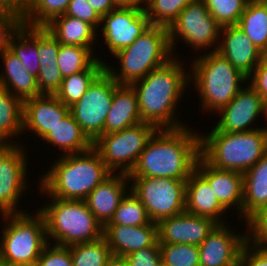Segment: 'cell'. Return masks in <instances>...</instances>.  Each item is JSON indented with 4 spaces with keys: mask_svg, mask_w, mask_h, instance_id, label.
I'll use <instances>...</instances> for the list:
<instances>
[{
    "mask_svg": "<svg viewBox=\"0 0 267 266\" xmlns=\"http://www.w3.org/2000/svg\"><path fill=\"white\" fill-rule=\"evenodd\" d=\"M239 263L242 266H267V249L258 248L246 241Z\"/></svg>",
    "mask_w": 267,
    "mask_h": 266,
    "instance_id": "7dc6e473",
    "label": "cell"
},
{
    "mask_svg": "<svg viewBox=\"0 0 267 266\" xmlns=\"http://www.w3.org/2000/svg\"><path fill=\"white\" fill-rule=\"evenodd\" d=\"M185 212L208 217L218 224L229 223L226 219L228 211L219 203L208 182L196 170L186 180Z\"/></svg>",
    "mask_w": 267,
    "mask_h": 266,
    "instance_id": "603a6c76",
    "label": "cell"
},
{
    "mask_svg": "<svg viewBox=\"0 0 267 266\" xmlns=\"http://www.w3.org/2000/svg\"><path fill=\"white\" fill-rule=\"evenodd\" d=\"M2 67L0 71V86L6 88L22 102L40 96L37 78L29 74L21 60L9 49L0 53ZM3 70V71H2Z\"/></svg>",
    "mask_w": 267,
    "mask_h": 266,
    "instance_id": "cb8c5ba5",
    "label": "cell"
},
{
    "mask_svg": "<svg viewBox=\"0 0 267 266\" xmlns=\"http://www.w3.org/2000/svg\"><path fill=\"white\" fill-rule=\"evenodd\" d=\"M157 130L152 124L142 122L120 132L100 135L93 148L112 173L129 174Z\"/></svg>",
    "mask_w": 267,
    "mask_h": 266,
    "instance_id": "30bf717a",
    "label": "cell"
},
{
    "mask_svg": "<svg viewBox=\"0 0 267 266\" xmlns=\"http://www.w3.org/2000/svg\"><path fill=\"white\" fill-rule=\"evenodd\" d=\"M267 10V0H259Z\"/></svg>",
    "mask_w": 267,
    "mask_h": 266,
    "instance_id": "db71d44e",
    "label": "cell"
},
{
    "mask_svg": "<svg viewBox=\"0 0 267 266\" xmlns=\"http://www.w3.org/2000/svg\"><path fill=\"white\" fill-rule=\"evenodd\" d=\"M263 59L267 62V52L263 53Z\"/></svg>",
    "mask_w": 267,
    "mask_h": 266,
    "instance_id": "11a10c76",
    "label": "cell"
},
{
    "mask_svg": "<svg viewBox=\"0 0 267 266\" xmlns=\"http://www.w3.org/2000/svg\"><path fill=\"white\" fill-rule=\"evenodd\" d=\"M58 40L44 27H37V49L40 67L58 66Z\"/></svg>",
    "mask_w": 267,
    "mask_h": 266,
    "instance_id": "60d3db41",
    "label": "cell"
},
{
    "mask_svg": "<svg viewBox=\"0 0 267 266\" xmlns=\"http://www.w3.org/2000/svg\"><path fill=\"white\" fill-rule=\"evenodd\" d=\"M97 14L102 17L114 10L117 6L113 0H87Z\"/></svg>",
    "mask_w": 267,
    "mask_h": 266,
    "instance_id": "f907efd6",
    "label": "cell"
},
{
    "mask_svg": "<svg viewBox=\"0 0 267 266\" xmlns=\"http://www.w3.org/2000/svg\"><path fill=\"white\" fill-rule=\"evenodd\" d=\"M65 15L78 18L91 24L96 30L99 29L101 17L92 8L87 0H71Z\"/></svg>",
    "mask_w": 267,
    "mask_h": 266,
    "instance_id": "f6af8a7d",
    "label": "cell"
},
{
    "mask_svg": "<svg viewBox=\"0 0 267 266\" xmlns=\"http://www.w3.org/2000/svg\"><path fill=\"white\" fill-rule=\"evenodd\" d=\"M141 122L138 97L131 85H119L113 94L111 109L104 124V134L120 132Z\"/></svg>",
    "mask_w": 267,
    "mask_h": 266,
    "instance_id": "d4e9b609",
    "label": "cell"
},
{
    "mask_svg": "<svg viewBox=\"0 0 267 266\" xmlns=\"http://www.w3.org/2000/svg\"><path fill=\"white\" fill-rule=\"evenodd\" d=\"M41 140L51 147H56L62 152V156L83 153L93 147V142L82 131L70 112Z\"/></svg>",
    "mask_w": 267,
    "mask_h": 266,
    "instance_id": "4316f807",
    "label": "cell"
},
{
    "mask_svg": "<svg viewBox=\"0 0 267 266\" xmlns=\"http://www.w3.org/2000/svg\"><path fill=\"white\" fill-rule=\"evenodd\" d=\"M248 84L263 98L267 103V62L262 61L248 77Z\"/></svg>",
    "mask_w": 267,
    "mask_h": 266,
    "instance_id": "c3c4849f",
    "label": "cell"
},
{
    "mask_svg": "<svg viewBox=\"0 0 267 266\" xmlns=\"http://www.w3.org/2000/svg\"><path fill=\"white\" fill-rule=\"evenodd\" d=\"M219 120L215 129L220 132H247L262 127H255L254 122L264 116L267 121V103L247 83L224 108L219 110ZM261 116V117H260ZM257 119V120H256ZM253 126V127H252Z\"/></svg>",
    "mask_w": 267,
    "mask_h": 266,
    "instance_id": "9a60e30c",
    "label": "cell"
},
{
    "mask_svg": "<svg viewBox=\"0 0 267 266\" xmlns=\"http://www.w3.org/2000/svg\"><path fill=\"white\" fill-rule=\"evenodd\" d=\"M213 18L222 26L237 25L250 0H203Z\"/></svg>",
    "mask_w": 267,
    "mask_h": 266,
    "instance_id": "74e56055",
    "label": "cell"
},
{
    "mask_svg": "<svg viewBox=\"0 0 267 266\" xmlns=\"http://www.w3.org/2000/svg\"><path fill=\"white\" fill-rule=\"evenodd\" d=\"M34 266H73L69 247L48 243Z\"/></svg>",
    "mask_w": 267,
    "mask_h": 266,
    "instance_id": "b9f144b4",
    "label": "cell"
},
{
    "mask_svg": "<svg viewBox=\"0 0 267 266\" xmlns=\"http://www.w3.org/2000/svg\"><path fill=\"white\" fill-rule=\"evenodd\" d=\"M118 86L104 70L85 94L69 107V112L92 142L104 134L106 117L111 109L114 90Z\"/></svg>",
    "mask_w": 267,
    "mask_h": 266,
    "instance_id": "7c38bea8",
    "label": "cell"
},
{
    "mask_svg": "<svg viewBox=\"0 0 267 266\" xmlns=\"http://www.w3.org/2000/svg\"><path fill=\"white\" fill-rule=\"evenodd\" d=\"M122 260L127 266H163L159 246L134 251Z\"/></svg>",
    "mask_w": 267,
    "mask_h": 266,
    "instance_id": "ee69618b",
    "label": "cell"
},
{
    "mask_svg": "<svg viewBox=\"0 0 267 266\" xmlns=\"http://www.w3.org/2000/svg\"><path fill=\"white\" fill-rule=\"evenodd\" d=\"M237 26L261 52H267V10L259 0L248 2Z\"/></svg>",
    "mask_w": 267,
    "mask_h": 266,
    "instance_id": "4dcf8cb0",
    "label": "cell"
},
{
    "mask_svg": "<svg viewBox=\"0 0 267 266\" xmlns=\"http://www.w3.org/2000/svg\"><path fill=\"white\" fill-rule=\"evenodd\" d=\"M23 22L8 13L0 12V53L9 49V42Z\"/></svg>",
    "mask_w": 267,
    "mask_h": 266,
    "instance_id": "bcb514c9",
    "label": "cell"
},
{
    "mask_svg": "<svg viewBox=\"0 0 267 266\" xmlns=\"http://www.w3.org/2000/svg\"><path fill=\"white\" fill-rule=\"evenodd\" d=\"M187 126L158 129L128 177H158L187 180L200 157V133Z\"/></svg>",
    "mask_w": 267,
    "mask_h": 266,
    "instance_id": "7a4b0ae2",
    "label": "cell"
},
{
    "mask_svg": "<svg viewBox=\"0 0 267 266\" xmlns=\"http://www.w3.org/2000/svg\"><path fill=\"white\" fill-rule=\"evenodd\" d=\"M195 170L208 182L219 203L227 210L233 209L242 215L243 174L237 171L216 169L209 165L201 156Z\"/></svg>",
    "mask_w": 267,
    "mask_h": 266,
    "instance_id": "ffe728a7",
    "label": "cell"
},
{
    "mask_svg": "<svg viewBox=\"0 0 267 266\" xmlns=\"http://www.w3.org/2000/svg\"><path fill=\"white\" fill-rule=\"evenodd\" d=\"M0 261L4 266H34L48 244L45 220L37 210L3 214Z\"/></svg>",
    "mask_w": 267,
    "mask_h": 266,
    "instance_id": "ba28073f",
    "label": "cell"
},
{
    "mask_svg": "<svg viewBox=\"0 0 267 266\" xmlns=\"http://www.w3.org/2000/svg\"><path fill=\"white\" fill-rule=\"evenodd\" d=\"M216 51L247 78L263 59V52L237 25L221 27Z\"/></svg>",
    "mask_w": 267,
    "mask_h": 266,
    "instance_id": "ac0fdd59",
    "label": "cell"
},
{
    "mask_svg": "<svg viewBox=\"0 0 267 266\" xmlns=\"http://www.w3.org/2000/svg\"><path fill=\"white\" fill-rule=\"evenodd\" d=\"M22 132L23 102L0 86V147H15L22 144L17 141L18 138L21 139Z\"/></svg>",
    "mask_w": 267,
    "mask_h": 266,
    "instance_id": "f1b7e54d",
    "label": "cell"
},
{
    "mask_svg": "<svg viewBox=\"0 0 267 266\" xmlns=\"http://www.w3.org/2000/svg\"><path fill=\"white\" fill-rule=\"evenodd\" d=\"M130 190L142 202L151 222L185 212L186 180L129 177Z\"/></svg>",
    "mask_w": 267,
    "mask_h": 266,
    "instance_id": "8fae6325",
    "label": "cell"
},
{
    "mask_svg": "<svg viewBox=\"0 0 267 266\" xmlns=\"http://www.w3.org/2000/svg\"><path fill=\"white\" fill-rule=\"evenodd\" d=\"M265 205H267V153L243 174V204L240 218L245 222Z\"/></svg>",
    "mask_w": 267,
    "mask_h": 266,
    "instance_id": "83f0119b",
    "label": "cell"
},
{
    "mask_svg": "<svg viewBox=\"0 0 267 266\" xmlns=\"http://www.w3.org/2000/svg\"><path fill=\"white\" fill-rule=\"evenodd\" d=\"M22 144L15 147H1L0 148V215L24 213L28 209L22 210V207L17 208L20 199L26 195L30 181L28 174V151H25ZM28 174V175H27ZM26 193V194H25Z\"/></svg>",
    "mask_w": 267,
    "mask_h": 266,
    "instance_id": "4fadbf2b",
    "label": "cell"
},
{
    "mask_svg": "<svg viewBox=\"0 0 267 266\" xmlns=\"http://www.w3.org/2000/svg\"><path fill=\"white\" fill-rule=\"evenodd\" d=\"M192 0H146L144 10L151 25L169 27Z\"/></svg>",
    "mask_w": 267,
    "mask_h": 266,
    "instance_id": "8d00e7d4",
    "label": "cell"
},
{
    "mask_svg": "<svg viewBox=\"0 0 267 266\" xmlns=\"http://www.w3.org/2000/svg\"><path fill=\"white\" fill-rule=\"evenodd\" d=\"M128 189H130L128 174L112 173L84 200L102 227L111 221Z\"/></svg>",
    "mask_w": 267,
    "mask_h": 266,
    "instance_id": "7402d4cb",
    "label": "cell"
},
{
    "mask_svg": "<svg viewBox=\"0 0 267 266\" xmlns=\"http://www.w3.org/2000/svg\"><path fill=\"white\" fill-rule=\"evenodd\" d=\"M220 31L221 25L210 14L205 2L192 0L168 27L172 53H176L175 48H178L176 45L179 41L184 42L186 46L189 44L193 53L207 52L209 48L213 49L211 51H216Z\"/></svg>",
    "mask_w": 267,
    "mask_h": 266,
    "instance_id": "9c48e42d",
    "label": "cell"
},
{
    "mask_svg": "<svg viewBox=\"0 0 267 266\" xmlns=\"http://www.w3.org/2000/svg\"><path fill=\"white\" fill-rule=\"evenodd\" d=\"M44 28L60 44L76 45L88 49H95L93 45L95 42H98L97 38L100 36L99 31L91 24L65 14L53 18Z\"/></svg>",
    "mask_w": 267,
    "mask_h": 266,
    "instance_id": "484cf974",
    "label": "cell"
},
{
    "mask_svg": "<svg viewBox=\"0 0 267 266\" xmlns=\"http://www.w3.org/2000/svg\"><path fill=\"white\" fill-rule=\"evenodd\" d=\"M151 25L144 8L116 7L101 17L100 28L111 56L131 45Z\"/></svg>",
    "mask_w": 267,
    "mask_h": 266,
    "instance_id": "5bb4252c",
    "label": "cell"
},
{
    "mask_svg": "<svg viewBox=\"0 0 267 266\" xmlns=\"http://www.w3.org/2000/svg\"><path fill=\"white\" fill-rule=\"evenodd\" d=\"M116 266H127L123 260L116 259Z\"/></svg>",
    "mask_w": 267,
    "mask_h": 266,
    "instance_id": "f5cc1de1",
    "label": "cell"
},
{
    "mask_svg": "<svg viewBox=\"0 0 267 266\" xmlns=\"http://www.w3.org/2000/svg\"><path fill=\"white\" fill-rule=\"evenodd\" d=\"M71 0H30L24 25L44 27L53 18L64 15Z\"/></svg>",
    "mask_w": 267,
    "mask_h": 266,
    "instance_id": "d590c367",
    "label": "cell"
},
{
    "mask_svg": "<svg viewBox=\"0 0 267 266\" xmlns=\"http://www.w3.org/2000/svg\"><path fill=\"white\" fill-rule=\"evenodd\" d=\"M163 266H200L199 247L188 244H159Z\"/></svg>",
    "mask_w": 267,
    "mask_h": 266,
    "instance_id": "f35d334b",
    "label": "cell"
},
{
    "mask_svg": "<svg viewBox=\"0 0 267 266\" xmlns=\"http://www.w3.org/2000/svg\"><path fill=\"white\" fill-rule=\"evenodd\" d=\"M113 57L119 60L116 63L118 69L114 68L115 64L106 63L105 70L116 83L131 85L144 78L150 71L174 57L169 43L168 27L150 25L131 45L115 53Z\"/></svg>",
    "mask_w": 267,
    "mask_h": 266,
    "instance_id": "8992f818",
    "label": "cell"
},
{
    "mask_svg": "<svg viewBox=\"0 0 267 266\" xmlns=\"http://www.w3.org/2000/svg\"><path fill=\"white\" fill-rule=\"evenodd\" d=\"M69 113L55 95H40L23 102V132L42 139ZM27 132V133H26Z\"/></svg>",
    "mask_w": 267,
    "mask_h": 266,
    "instance_id": "d6986e66",
    "label": "cell"
},
{
    "mask_svg": "<svg viewBox=\"0 0 267 266\" xmlns=\"http://www.w3.org/2000/svg\"><path fill=\"white\" fill-rule=\"evenodd\" d=\"M95 49H88L76 45L61 44L59 48L57 63L62 77L77 74L86 69H90L98 60H106L95 54Z\"/></svg>",
    "mask_w": 267,
    "mask_h": 266,
    "instance_id": "d6a6232c",
    "label": "cell"
},
{
    "mask_svg": "<svg viewBox=\"0 0 267 266\" xmlns=\"http://www.w3.org/2000/svg\"><path fill=\"white\" fill-rule=\"evenodd\" d=\"M62 81L63 77L58 66L40 67L37 77L40 95H56Z\"/></svg>",
    "mask_w": 267,
    "mask_h": 266,
    "instance_id": "7bdbcfd3",
    "label": "cell"
},
{
    "mask_svg": "<svg viewBox=\"0 0 267 266\" xmlns=\"http://www.w3.org/2000/svg\"><path fill=\"white\" fill-rule=\"evenodd\" d=\"M9 50L21 60L29 74L38 77L40 61L37 49V27L22 24L10 39Z\"/></svg>",
    "mask_w": 267,
    "mask_h": 266,
    "instance_id": "f546056e",
    "label": "cell"
},
{
    "mask_svg": "<svg viewBox=\"0 0 267 266\" xmlns=\"http://www.w3.org/2000/svg\"><path fill=\"white\" fill-rule=\"evenodd\" d=\"M73 266H110L114 260L104 237L92 242L68 246Z\"/></svg>",
    "mask_w": 267,
    "mask_h": 266,
    "instance_id": "836d02e7",
    "label": "cell"
},
{
    "mask_svg": "<svg viewBox=\"0 0 267 266\" xmlns=\"http://www.w3.org/2000/svg\"><path fill=\"white\" fill-rule=\"evenodd\" d=\"M231 225L218 224L198 246L200 266H236L240 262L246 233L238 234Z\"/></svg>",
    "mask_w": 267,
    "mask_h": 266,
    "instance_id": "2e32d148",
    "label": "cell"
},
{
    "mask_svg": "<svg viewBox=\"0 0 267 266\" xmlns=\"http://www.w3.org/2000/svg\"><path fill=\"white\" fill-rule=\"evenodd\" d=\"M217 225L208 217L184 212L158 223V242L199 246Z\"/></svg>",
    "mask_w": 267,
    "mask_h": 266,
    "instance_id": "e0dca14e",
    "label": "cell"
},
{
    "mask_svg": "<svg viewBox=\"0 0 267 266\" xmlns=\"http://www.w3.org/2000/svg\"><path fill=\"white\" fill-rule=\"evenodd\" d=\"M117 7H139L144 8L143 0H113Z\"/></svg>",
    "mask_w": 267,
    "mask_h": 266,
    "instance_id": "816d5d0a",
    "label": "cell"
},
{
    "mask_svg": "<svg viewBox=\"0 0 267 266\" xmlns=\"http://www.w3.org/2000/svg\"><path fill=\"white\" fill-rule=\"evenodd\" d=\"M178 56L174 54L166 64L131 84L137 93L141 122L157 129L187 126L176 113L184 92L190 87L189 70Z\"/></svg>",
    "mask_w": 267,
    "mask_h": 266,
    "instance_id": "6da1fadb",
    "label": "cell"
},
{
    "mask_svg": "<svg viewBox=\"0 0 267 266\" xmlns=\"http://www.w3.org/2000/svg\"><path fill=\"white\" fill-rule=\"evenodd\" d=\"M150 223L144 205L129 189L106 225L143 226Z\"/></svg>",
    "mask_w": 267,
    "mask_h": 266,
    "instance_id": "e575fe53",
    "label": "cell"
},
{
    "mask_svg": "<svg viewBox=\"0 0 267 266\" xmlns=\"http://www.w3.org/2000/svg\"><path fill=\"white\" fill-rule=\"evenodd\" d=\"M110 266H116V259L111 262Z\"/></svg>",
    "mask_w": 267,
    "mask_h": 266,
    "instance_id": "9f6ffc18",
    "label": "cell"
},
{
    "mask_svg": "<svg viewBox=\"0 0 267 266\" xmlns=\"http://www.w3.org/2000/svg\"><path fill=\"white\" fill-rule=\"evenodd\" d=\"M203 134L200 133V156L216 169L244 174L267 153V127L220 132L213 126Z\"/></svg>",
    "mask_w": 267,
    "mask_h": 266,
    "instance_id": "5b68a950",
    "label": "cell"
},
{
    "mask_svg": "<svg viewBox=\"0 0 267 266\" xmlns=\"http://www.w3.org/2000/svg\"><path fill=\"white\" fill-rule=\"evenodd\" d=\"M105 238L114 259L122 260L134 251L150 246H159L158 224L143 226L105 225Z\"/></svg>",
    "mask_w": 267,
    "mask_h": 266,
    "instance_id": "44dd1931",
    "label": "cell"
},
{
    "mask_svg": "<svg viewBox=\"0 0 267 266\" xmlns=\"http://www.w3.org/2000/svg\"><path fill=\"white\" fill-rule=\"evenodd\" d=\"M105 70V63L98 60L90 69L63 78L56 97L67 106L78 101L93 81Z\"/></svg>",
    "mask_w": 267,
    "mask_h": 266,
    "instance_id": "1f68e13d",
    "label": "cell"
},
{
    "mask_svg": "<svg viewBox=\"0 0 267 266\" xmlns=\"http://www.w3.org/2000/svg\"><path fill=\"white\" fill-rule=\"evenodd\" d=\"M45 199L48 203L36 210L44 217L48 243L68 247L103 237L102 225L84 200Z\"/></svg>",
    "mask_w": 267,
    "mask_h": 266,
    "instance_id": "52a82bcc",
    "label": "cell"
},
{
    "mask_svg": "<svg viewBox=\"0 0 267 266\" xmlns=\"http://www.w3.org/2000/svg\"><path fill=\"white\" fill-rule=\"evenodd\" d=\"M247 241L267 249V205L259 208L245 222Z\"/></svg>",
    "mask_w": 267,
    "mask_h": 266,
    "instance_id": "ab89813d",
    "label": "cell"
},
{
    "mask_svg": "<svg viewBox=\"0 0 267 266\" xmlns=\"http://www.w3.org/2000/svg\"><path fill=\"white\" fill-rule=\"evenodd\" d=\"M30 0H0V12L8 13L22 22L27 15Z\"/></svg>",
    "mask_w": 267,
    "mask_h": 266,
    "instance_id": "681fc988",
    "label": "cell"
},
{
    "mask_svg": "<svg viewBox=\"0 0 267 266\" xmlns=\"http://www.w3.org/2000/svg\"><path fill=\"white\" fill-rule=\"evenodd\" d=\"M57 158L47 171L39 175L38 189L42 196L85 200L112 174L93 147L83 153L59 155Z\"/></svg>",
    "mask_w": 267,
    "mask_h": 266,
    "instance_id": "3957f363",
    "label": "cell"
},
{
    "mask_svg": "<svg viewBox=\"0 0 267 266\" xmlns=\"http://www.w3.org/2000/svg\"><path fill=\"white\" fill-rule=\"evenodd\" d=\"M196 55L189 63V82L198 93L202 112L216 114L233 100L248 78L217 51L209 49Z\"/></svg>",
    "mask_w": 267,
    "mask_h": 266,
    "instance_id": "277c9868",
    "label": "cell"
}]
</instances>
